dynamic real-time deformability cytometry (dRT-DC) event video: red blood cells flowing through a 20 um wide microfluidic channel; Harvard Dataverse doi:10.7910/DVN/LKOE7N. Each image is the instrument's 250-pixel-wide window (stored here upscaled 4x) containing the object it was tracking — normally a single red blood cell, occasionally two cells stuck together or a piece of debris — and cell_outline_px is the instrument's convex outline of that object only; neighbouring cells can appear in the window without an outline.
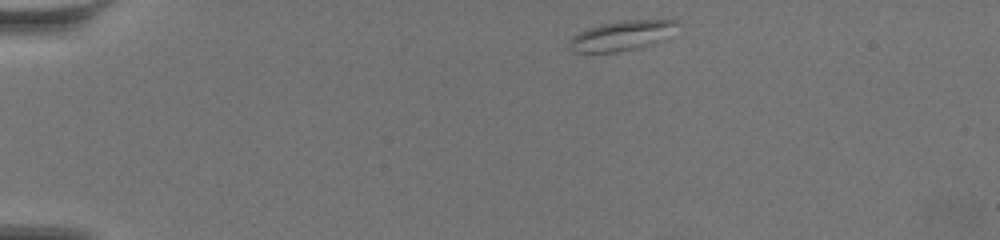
{"species": "common noctule bat (a hibernating species)", "species_latin": "Nyctalus noctula", "temperature_condition": "warm", "stored_images_in_passage": 19, "camera_frame_rate_fps": 3000, "um_per_image_px": 0.085, "animal": {"sex": "female", "body_mass_g": 19.5, "forearm_length_mm": 54.1}, "frame": {"image": 1, "passage_image": 1, "time_ms": 0.0, "image_size_px": [1000, 240], "cell_outline_px": [[680, 24], [656, 40], [648, 44], [636, 48], [616, 52], [572, 52], [568, 48], [568, 40], [572, 36], [588, 28], [600, 24], [620, 20], [680, 20]], "centroid_in_image_um": [52.71, 3.02], "position_along_channel_um": 32.3, "area_um2": 18.26}}
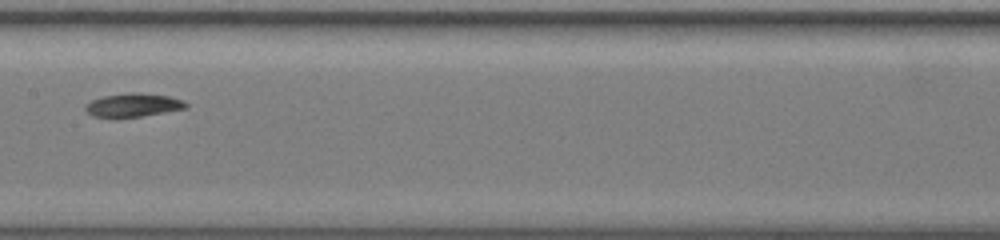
{"frame": {"image": 2, "passage_image": 9, "time_ms": 2.667, "image_size_px": [1000, 240], "cell_outline_px": [[188, 108], [140, 116], [92, 116], [84, 108], [92, 100], [104, 96], [132, 92], [140, 92], [168, 96], [184, 100], [188, 104]], "centroid_in_image_um": [11.38, 8.91], "position_along_channel_um": 196.0, "area_um2": 13.41}}
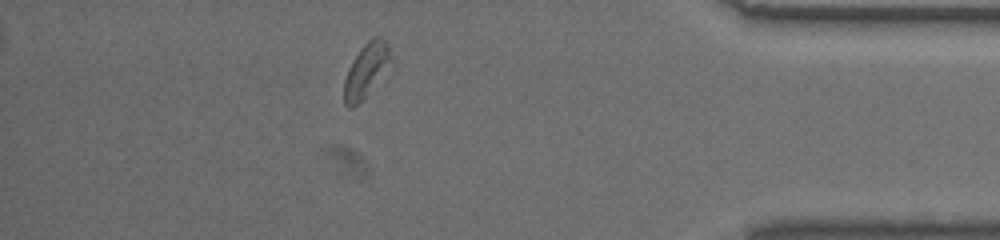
{"frame": {"image": 3, "passage_image": 17, "time_ms": 5.333, "image_size_px": [1000, 240], "cell_outline_px": [[388, 56], [364, 96], [352, 108], [348, 108], [344, 104], [344, 80], [348, 68], [364, 44], [372, 36], [380, 36], [388, 44]], "centroid_in_image_um": [30.97, 5.94], "position_along_channel_um": 404.2, "area_um2": 12.89}}